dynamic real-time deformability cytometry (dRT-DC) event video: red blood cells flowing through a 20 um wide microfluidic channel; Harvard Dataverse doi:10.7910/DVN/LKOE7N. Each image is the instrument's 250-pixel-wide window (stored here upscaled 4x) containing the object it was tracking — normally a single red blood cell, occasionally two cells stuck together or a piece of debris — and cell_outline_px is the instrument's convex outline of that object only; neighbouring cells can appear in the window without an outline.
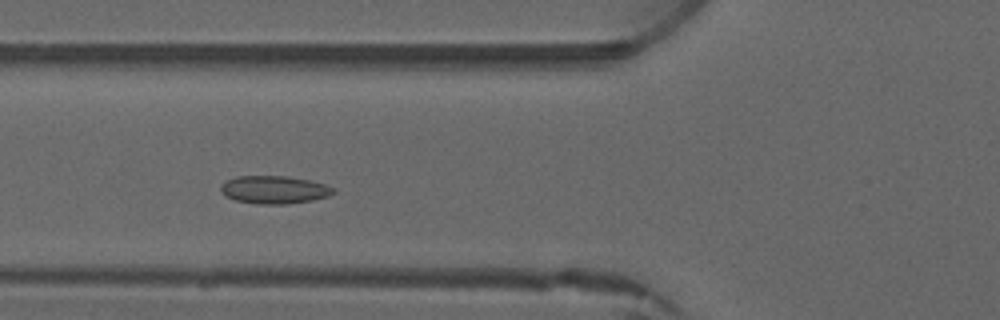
{"species": "common noctule bat (a hibernating species)", "species_latin": "Nyctalus noctula", "temperature_condition": "warm", "stored_images_in_passage": 3, "camera_frame_rate_fps": 3000, "um_per_image_px": 0.085, "animal": {"sex": "male", "forearm_length_mm": 52.5}, "frame": {"image": 1, "passage_image": 3, "time_ms": 2.333, "image_size_px": [1000, 320], "cell_outline_px": [[336, 192], [328, 196], [312, 200], [288, 204], [256, 204], [236, 200], [220, 192], [220, 188], [228, 180], [236, 176], [288, 176], [312, 180], [336, 188]], "centroid_in_image_um": [23.36, 16.12], "position_along_channel_um": 102.4, "area_um2": 18.32}}